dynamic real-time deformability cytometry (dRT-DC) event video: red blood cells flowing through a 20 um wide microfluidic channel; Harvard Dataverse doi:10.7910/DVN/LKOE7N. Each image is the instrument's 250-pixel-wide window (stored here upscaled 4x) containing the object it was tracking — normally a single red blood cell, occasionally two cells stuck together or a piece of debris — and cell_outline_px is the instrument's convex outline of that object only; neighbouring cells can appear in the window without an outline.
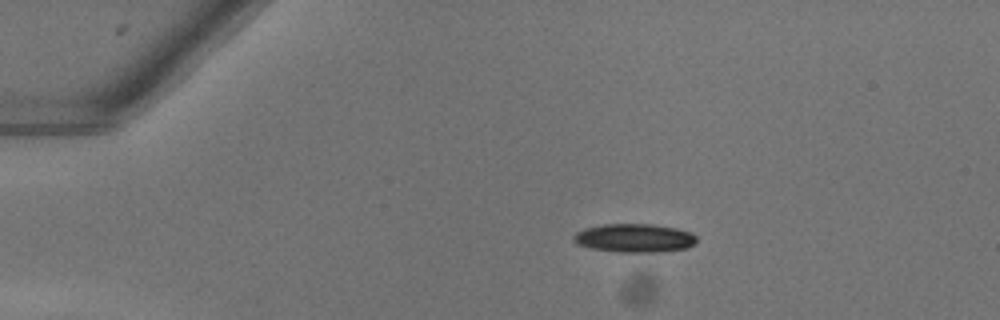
{"species": "common noctule bat (a hibernating species)", "species_latin": "Nyctalus noctula", "temperature_condition": "warm", "stored_images_in_passage": 42, "camera_frame_rate_fps": 3000, "um_per_image_px": 0.085, "animal": {"sex": "female"}, "frame": {"image": 1, "passage_image": 1, "time_ms": 0.0, "image_size_px": [1000, 320], "cell_outline_px": [[696, 244], [688, 248], [664, 252], [620, 252], [588, 248], [576, 244], [572, 240], [572, 236], [576, 232], [584, 228], [604, 224], [652, 224], [676, 228], [692, 232], [696, 236]], "centroid_in_image_um": [53.93, 20.24], "position_along_channel_um": 31.1, "area_um2": 20.87}}
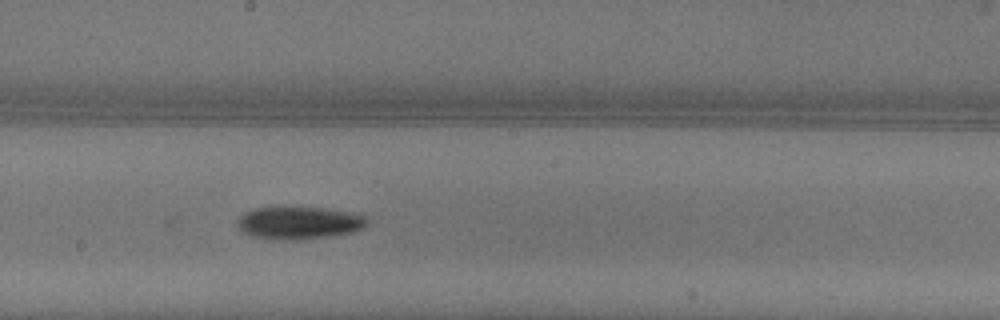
{"frame": {"image": 2, "passage_image": 20, "time_ms": 6.333, "image_size_px": [1000, 320], "cell_outline_px": [[368, 224], [364, 228], [352, 232], [324, 236], [256, 236], [244, 232], [240, 228], [236, 220], [240, 216], [252, 208], [324, 208], [352, 212], [364, 216], [368, 220]], "centroid_in_image_um": [25.49, 18.87], "position_along_channel_um": 222.7, "area_um2": 22.95}}
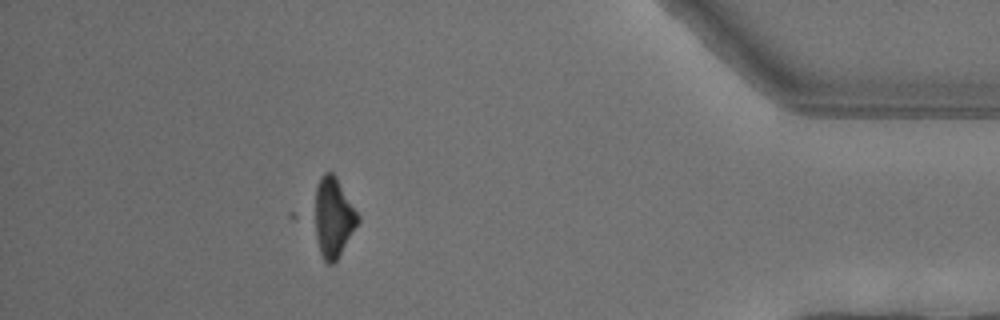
{"frame": {"image": 3, "passage_image": 37, "time_ms": 12.0, "image_size_px": [1000, 320], "cell_outline_px": [[360, 220], [336, 260], [332, 264], [328, 264], [324, 260], [320, 252], [308, 216], [316, 188], [320, 176], [324, 172], [332, 172], [336, 176], [360, 216]], "centroid_in_image_um": [28.22, 18.44], "position_along_channel_um": 407.0, "area_um2": 21.15}}